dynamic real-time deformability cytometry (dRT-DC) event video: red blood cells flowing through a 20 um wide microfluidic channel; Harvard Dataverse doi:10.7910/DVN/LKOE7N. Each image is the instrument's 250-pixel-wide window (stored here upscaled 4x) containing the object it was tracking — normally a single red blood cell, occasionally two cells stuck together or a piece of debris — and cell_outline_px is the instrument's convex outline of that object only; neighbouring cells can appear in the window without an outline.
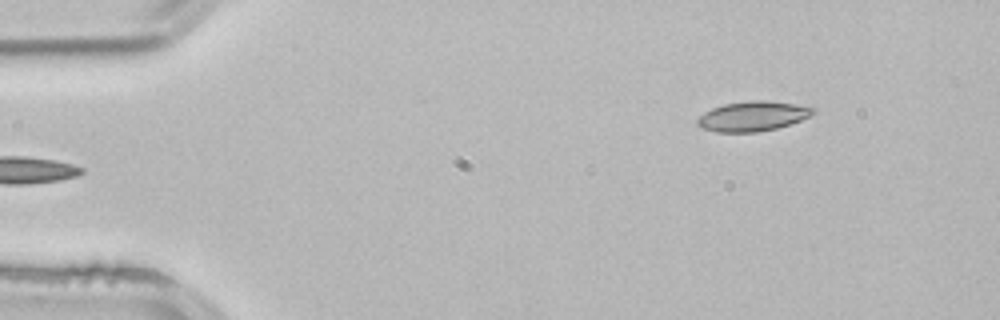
{"species": "common noctule bat (a hibernating species)", "species_latin": "Nyctalus noctula", "temperature_condition": "room temperature", "stored_images_in_passage": 3, "camera_frame_rate_fps": 3000, "um_per_image_px": 0.085, "animal": {"sex": "male", "body_mass_g": 21.5, "forearm_length_mm": 52.0}, "frame": {"image": 1, "passage_image": 3, "time_ms": 0.667, "image_size_px": [1000, 320], "cell_outline_px": [[816, 112], [800, 120], [776, 128], [756, 132], [716, 132], [704, 128], [696, 124], [696, 120], [704, 112], [712, 108], [724, 104], [752, 100], [764, 100], [796, 104], [816, 108]], "centroid_in_image_um": [63.97, 9.87], "position_along_channel_um": 21.0, "area_um2": 19.94}}